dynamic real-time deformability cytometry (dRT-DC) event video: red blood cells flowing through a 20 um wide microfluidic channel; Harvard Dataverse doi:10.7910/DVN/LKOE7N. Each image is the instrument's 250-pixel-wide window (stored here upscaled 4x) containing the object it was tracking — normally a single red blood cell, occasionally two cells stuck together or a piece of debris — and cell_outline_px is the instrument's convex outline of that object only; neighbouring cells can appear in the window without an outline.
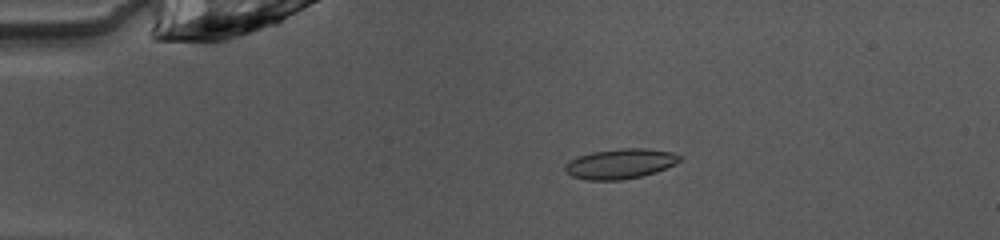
{"species": "common noctule bat (a hibernating species)", "species_latin": "Nyctalus noctula", "temperature_condition": "warm", "stored_images_in_passage": 49, "camera_frame_rate_fps": 3000, "um_per_image_px": 0.085, "animal": {"sex": "female", "body_mass_g": 10.0, "forearm_length_mm": 53.1}, "frame": {"image": 1, "passage_image": 10, "time_ms": 3.0, "image_size_px": [1000, 240], "cell_outline_px": [[680, 160], [676, 164], [656, 172], [640, 176], [620, 180], [588, 180], [572, 176], [564, 172], [564, 164], [568, 160], [576, 156], [592, 152], [620, 148], [644, 148], [672, 152], [680, 156]], "centroid_in_image_um": [52.67, 13.91], "position_along_channel_um": 32.3, "area_um2": 20.17}}
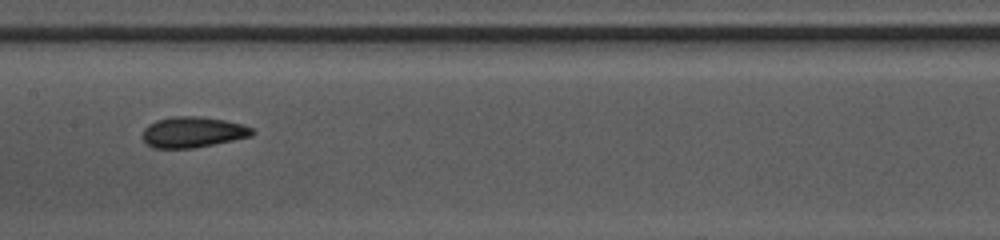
{"frame": {"image": 2, "passage_image": 25, "time_ms": 8.0, "image_size_px": [1000, 240], "cell_outline_px": [[256, 132], [252, 136], [192, 148], [152, 148], [144, 140], [144, 128], [148, 124], [156, 120], [172, 116], [200, 116], [224, 120], [244, 124], [252, 128]], "centroid_in_image_um": [16.4, 11.22], "position_along_channel_um": 191.0, "area_um2": 19.59}}
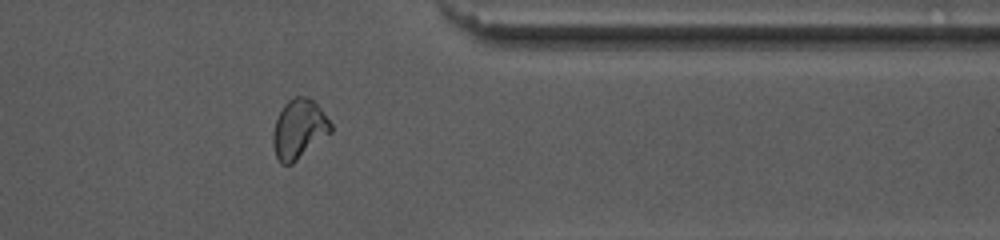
{"frame": {"image": 3, "passage_image": 40, "time_ms": 13.0, "image_size_px": [1000, 240], "cell_outline_px": [[332, 132], [292, 164], [280, 164], [276, 156], [272, 144], [272, 132], [276, 120], [284, 104], [292, 96], [308, 96], [320, 108], [332, 124]], "centroid_in_image_um": [25.4, 10.97], "position_along_channel_um": 386.0, "area_um2": 20.06}, "authors_computed_cell_mechanics": {"area_um2": 19.5942, "velocity_mm_per_s": 4.0646, "shape_relaxation_time_tau1_ms": 2.9085, "shape_relaxation_time_tau2_ms": 1.7554, "deformation_change_tau1": 0.1053, "deformation_change_tau2": 0.0764}}